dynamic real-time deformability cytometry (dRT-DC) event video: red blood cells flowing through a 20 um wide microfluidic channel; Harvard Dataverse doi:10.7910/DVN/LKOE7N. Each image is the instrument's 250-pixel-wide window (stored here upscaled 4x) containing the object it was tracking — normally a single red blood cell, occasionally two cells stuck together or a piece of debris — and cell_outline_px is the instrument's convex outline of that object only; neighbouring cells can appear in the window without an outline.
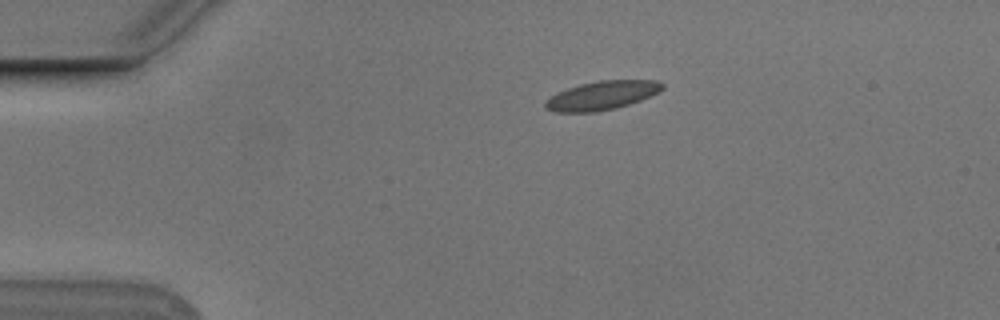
{"species": "Egyptian fruit bat (a non-hibernating species)", "species_latin": "Rousettus aegyptiacus", "temperature_condition": "cold", "stored_images_in_passage": 45, "camera_frame_rate_fps": 3000, "um_per_image_px": 0.085, "animal": {"sex": "male"}, "frame": {"image": 1, "passage_image": 1, "time_ms": 0.0, "image_size_px": [1000, 320], "cell_outline_px": [[664, 88], [660, 92], [640, 100], [616, 108], [596, 112], [556, 112], [544, 108], [544, 104], [552, 96], [568, 88], [580, 84], [600, 80], [660, 80], [664, 84]], "centroid_in_image_um": [51.22, 8.11], "position_along_channel_um": 33.8, "area_um2": 19.54}}
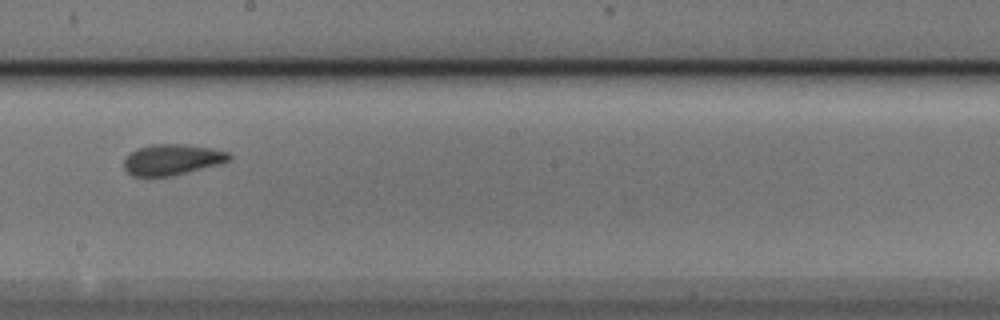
{"frame": {"image": 2, "passage_image": 21, "time_ms": 6.667, "image_size_px": [1000, 320], "cell_outline_px": [[232, 160], [220, 164], [172, 176], [152, 180], [148, 180], [132, 176], [124, 168], [124, 160], [136, 148], [152, 144], [188, 144], [212, 148], [228, 152], [232, 156]], "centroid_in_image_um": [14.61, 13.61], "position_along_channel_um": 233.6, "area_um2": 19.65}}
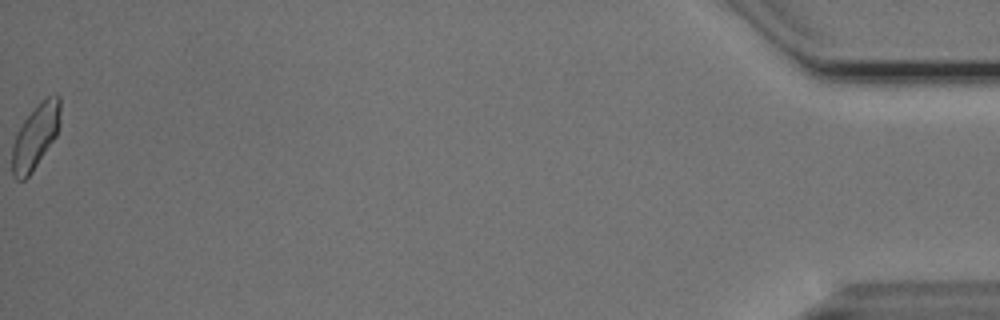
{"frame": {"image": 3, "passage_image": 45, "time_ms": 14.667, "image_size_px": [1000, 320], "cell_outline_px": [[60, 124], [56, 136], [32, 172], [24, 180], [16, 180], [12, 176], [12, 144], [24, 120], [40, 100], [56, 92], [60, 96]], "centroid_in_image_um": [3.03, 11.58], "position_along_channel_um": 432.2, "area_um2": 18.21}, "authors_computed_cell_mechanics": {"area_um2": 18.8428, "velocity_mm_per_s": 3.7312, "shape_relaxation_time_tau1_ms": 3.2933, "shape_relaxation_time_tau2_ms": 1.292, "deformation_change_tau1": 0.1158, "deformation_change_tau2": 0.0637}}